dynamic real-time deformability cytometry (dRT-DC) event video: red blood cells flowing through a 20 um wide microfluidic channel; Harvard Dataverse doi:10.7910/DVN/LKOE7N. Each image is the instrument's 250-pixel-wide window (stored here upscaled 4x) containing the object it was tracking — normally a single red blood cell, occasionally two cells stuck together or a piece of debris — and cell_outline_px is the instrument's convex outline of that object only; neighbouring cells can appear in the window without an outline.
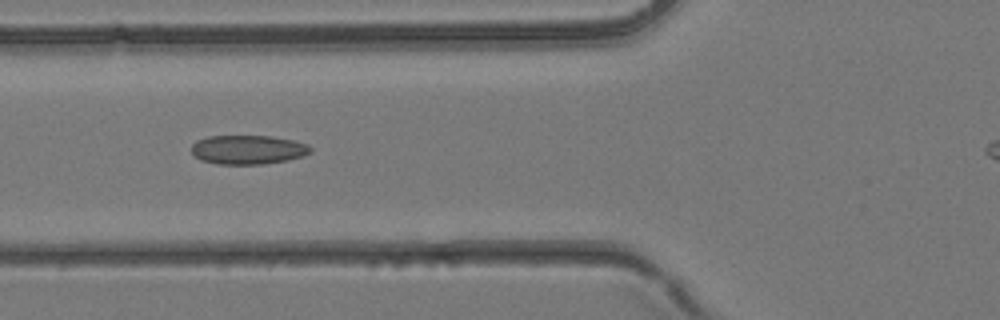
{"species": "common noctule bat (a hibernating species)", "species_latin": "Nyctalus noctula", "temperature_condition": "room temperature", "stored_images_in_passage": 5, "camera_frame_rate_fps": 3000, "um_per_image_px": 0.085, "animal": {"sex": "female", "body_mass_g": 24.6, "forearm_length_mm": 56.2}, "frame": {"image": 1, "passage_image": 5, "time_ms": 1.333, "image_size_px": [1000, 320], "cell_outline_px": [[312, 152], [304, 156], [288, 160], [264, 164], [216, 164], [200, 160], [192, 152], [192, 144], [196, 140], [208, 136], [272, 136], [292, 140], [308, 144], [312, 148]], "centroid_in_image_um": [21.1, 12.72], "position_along_channel_um": 104.7, "area_um2": 20.35}}